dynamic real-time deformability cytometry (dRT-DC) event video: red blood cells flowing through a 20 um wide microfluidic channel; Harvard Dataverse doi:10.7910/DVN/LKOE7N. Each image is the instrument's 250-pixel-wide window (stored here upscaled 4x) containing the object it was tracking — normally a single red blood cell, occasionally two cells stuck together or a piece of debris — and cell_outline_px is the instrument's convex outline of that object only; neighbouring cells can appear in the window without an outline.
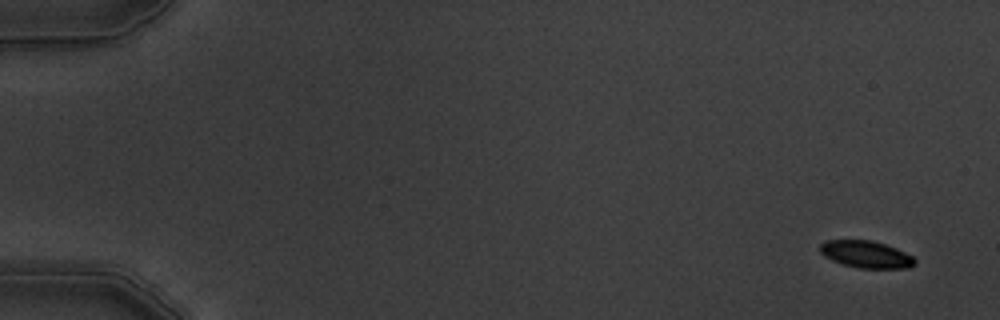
{"species": "common noctule bat (a hibernating species)", "species_latin": "Nyctalus noctula", "temperature_condition": "warm", "stored_images_in_passage": 6, "camera_frame_rate_fps": 3000, "um_per_image_px": 0.085, "animal": {"sex": "male", "body_mass_g": 19.5, "forearm_length_mm": 54.6}, "frame": {"image": 1, "passage_image": 1, "time_ms": 0.0, "image_size_px": [1000, 320], "cell_outline_px": [[916, 264], [908, 268], [860, 268], [844, 264], [832, 260], [824, 256], [820, 252], [820, 244], [824, 240], [872, 240], [896, 248], [912, 256], [916, 260]], "centroid_in_image_um": [73.61, 21.61], "position_along_channel_um": 11.4, "area_um2": 14.91}}
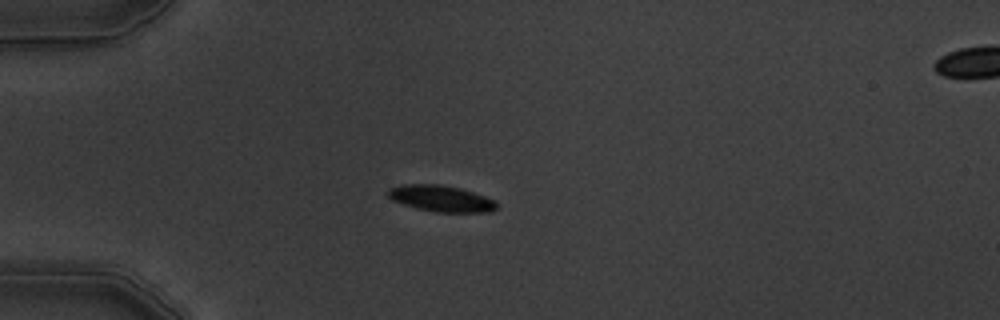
{"frame": {"image": 2, "passage_image": 4, "time_ms": 4.333, "image_size_px": [1000, 320], "cell_outline_px": [[496, 208], [492, 212], [436, 212], [416, 208], [392, 200], [388, 196], [388, 188], [400, 184], [440, 184], [460, 188], [496, 200]], "centroid_in_image_um": [37.48, 16.87], "position_along_channel_um": 47.5, "area_um2": 16.65}}
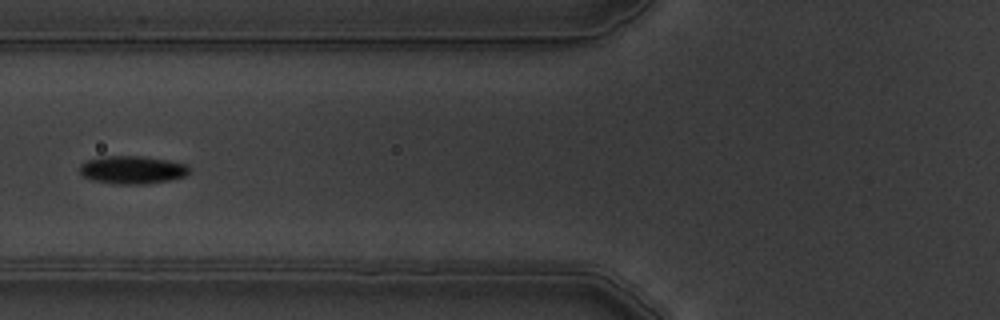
{"frame": {"image": 3, "passage_image": 6, "time_ms": 6.667, "image_size_px": [1000, 320], "cell_outline_px": [[192, 172], [184, 176], [172, 180], [148, 184], [112, 184], [92, 180], [84, 176], [80, 172], [80, 164], [88, 160], [104, 156], [144, 156], [168, 160], [188, 164]], "centroid_in_image_um": [11.3, 14.44], "position_along_channel_um": 114.5, "area_um2": 18.15}}